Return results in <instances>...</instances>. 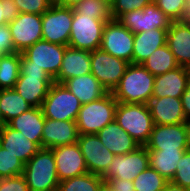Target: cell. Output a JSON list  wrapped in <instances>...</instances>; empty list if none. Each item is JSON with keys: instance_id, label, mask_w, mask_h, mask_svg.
Listing matches in <instances>:
<instances>
[{"instance_id": "cell-1", "label": "cell", "mask_w": 190, "mask_h": 191, "mask_svg": "<svg viewBox=\"0 0 190 191\" xmlns=\"http://www.w3.org/2000/svg\"><path fill=\"white\" fill-rule=\"evenodd\" d=\"M154 79L155 76L142 64L130 63L111 93L117 102L148 104L153 94Z\"/></svg>"}, {"instance_id": "cell-2", "label": "cell", "mask_w": 190, "mask_h": 191, "mask_svg": "<svg viewBox=\"0 0 190 191\" xmlns=\"http://www.w3.org/2000/svg\"><path fill=\"white\" fill-rule=\"evenodd\" d=\"M54 80L37 66H30V61L20 53V75L14 89L32 107H41Z\"/></svg>"}, {"instance_id": "cell-3", "label": "cell", "mask_w": 190, "mask_h": 191, "mask_svg": "<svg viewBox=\"0 0 190 191\" xmlns=\"http://www.w3.org/2000/svg\"><path fill=\"white\" fill-rule=\"evenodd\" d=\"M29 191H57V175L53 151L41 148L26 164L22 174Z\"/></svg>"}, {"instance_id": "cell-4", "label": "cell", "mask_w": 190, "mask_h": 191, "mask_svg": "<svg viewBox=\"0 0 190 191\" xmlns=\"http://www.w3.org/2000/svg\"><path fill=\"white\" fill-rule=\"evenodd\" d=\"M115 121L140 146L149 141L154 124L148 104L118 102Z\"/></svg>"}, {"instance_id": "cell-5", "label": "cell", "mask_w": 190, "mask_h": 191, "mask_svg": "<svg viewBox=\"0 0 190 191\" xmlns=\"http://www.w3.org/2000/svg\"><path fill=\"white\" fill-rule=\"evenodd\" d=\"M117 100L111 92L90 103L82 104L76 118L79 135L97 134L115 120Z\"/></svg>"}, {"instance_id": "cell-6", "label": "cell", "mask_w": 190, "mask_h": 191, "mask_svg": "<svg viewBox=\"0 0 190 191\" xmlns=\"http://www.w3.org/2000/svg\"><path fill=\"white\" fill-rule=\"evenodd\" d=\"M81 105L79 99L64 84L54 82L41 108L45 118L76 121Z\"/></svg>"}, {"instance_id": "cell-7", "label": "cell", "mask_w": 190, "mask_h": 191, "mask_svg": "<svg viewBox=\"0 0 190 191\" xmlns=\"http://www.w3.org/2000/svg\"><path fill=\"white\" fill-rule=\"evenodd\" d=\"M107 21L110 20H97L95 16H84L73 11L68 46L89 52L100 49L103 28Z\"/></svg>"}, {"instance_id": "cell-8", "label": "cell", "mask_w": 190, "mask_h": 191, "mask_svg": "<svg viewBox=\"0 0 190 191\" xmlns=\"http://www.w3.org/2000/svg\"><path fill=\"white\" fill-rule=\"evenodd\" d=\"M73 8L51 5L42 14V40L68 46Z\"/></svg>"}, {"instance_id": "cell-9", "label": "cell", "mask_w": 190, "mask_h": 191, "mask_svg": "<svg viewBox=\"0 0 190 191\" xmlns=\"http://www.w3.org/2000/svg\"><path fill=\"white\" fill-rule=\"evenodd\" d=\"M134 33L124 27L118 20L112 19L105 23L100 49L132 63Z\"/></svg>"}, {"instance_id": "cell-10", "label": "cell", "mask_w": 190, "mask_h": 191, "mask_svg": "<svg viewBox=\"0 0 190 191\" xmlns=\"http://www.w3.org/2000/svg\"><path fill=\"white\" fill-rule=\"evenodd\" d=\"M90 62L91 73L108 92H112L119 84L129 65L125 60L114 57L101 49L91 52Z\"/></svg>"}, {"instance_id": "cell-11", "label": "cell", "mask_w": 190, "mask_h": 191, "mask_svg": "<svg viewBox=\"0 0 190 191\" xmlns=\"http://www.w3.org/2000/svg\"><path fill=\"white\" fill-rule=\"evenodd\" d=\"M149 166L148 150L145 146H139L133 152L115 155L107 171L101 177L104 181L113 178L133 181L140 172Z\"/></svg>"}, {"instance_id": "cell-12", "label": "cell", "mask_w": 190, "mask_h": 191, "mask_svg": "<svg viewBox=\"0 0 190 191\" xmlns=\"http://www.w3.org/2000/svg\"><path fill=\"white\" fill-rule=\"evenodd\" d=\"M117 20L134 34L156 28L168 29L172 23L155 2H150L142 10L122 14Z\"/></svg>"}, {"instance_id": "cell-13", "label": "cell", "mask_w": 190, "mask_h": 191, "mask_svg": "<svg viewBox=\"0 0 190 191\" xmlns=\"http://www.w3.org/2000/svg\"><path fill=\"white\" fill-rule=\"evenodd\" d=\"M65 49L66 45L40 40L22 54L30 61V66L42 68L54 80L60 71Z\"/></svg>"}, {"instance_id": "cell-14", "label": "cell", "mask_w": 190, "mask_h": 191, "mask_svg": "<svg viewBox=\"0 0 190 191\" xmlns=\"http://www.w3.org/2000/svg\"><path fill=\"white\" fill-rule=\"evenodd\" d=\"M14 51L22 53L28 47L42 40V15L20 13L8 24Z\"/></svg>"}, {"instance_id": "cell-15", "label": "cell", "mask_w": 190, "mask_h": 191, "mask_svg": "<svg viewBox=\"0 0 190 191\" xmlns=\"http://www.w3.org/2000/svg\"><path fill=\"white\" fill-rule=\"evenodd\" d=\"M145 147L147 150L189 149L188 123L154 125Z\"/></svg>"}, {"instance_id": "cell-16", "label": "cell", "mask_w": 190, "mask_h": 191, "mask_svg": "<svg viewBox=\"0 0 190 191\" xmlns=\"http://www.w3.org/2000/svg\"><path fill=\"white\" fill-rule=\"evenodd\" d=\"M77 144L85 159L88 172L102 176L115 155L104 146L97 134L79 135Z\"/></svg>"}, {"instance_id": "cell-17", "label": "cell", "mask_w": 190, "mask_h": 191, "mask_svg": "<svg viewBox=\"0 0 190 191\" xmlns=\"http://www.w3.org/2000/svg\"><path fill=\"white\" fill-rule=\"evenodd\" d=\"M51 150L53 151L59 181L88 172L85 159L77 143L58 146Z\"/></svg>"}, {"instance_id": "cell-18", "label": "cell", "mask_w": 190, "mask_h": 191, "mask_svg": "<svg viewBox=\"0 0 190 191\" xmlns=\"http://www.w3.org/2000/svg\"><path fill=\"white\" fill-rule=\"evenodd\" d=\"M79 137L75 121H61L45 118L42 132V148L53 149L58 146L77 143Z\"/></svg>"}, {"instance_id": "cell-19", "label": "cell", "mask_w": 190, "mask_h": 191, "mask_svg": "<svg viewBox=\"0 0 190 191\" xmlns=\"http://www.w3.org/2000/svg\"><path fill=\"white\" fill-rule=\"evenodd\" d=\"M190 82L187 67L179 66L174 70L155 76L152 98L176 97L181 98Z\"/></svg>"}, {"instance_id": "cell-20", "label": "cell", "mask_w": 190, "mask_h": 191, "mask_svg": "<svg viewBox=\"0 0 190 191\" xmlns=\"http://www.w3.org/2000/svg\"><path fill=\"white\" fill-rule=\"evenodd\" d=\"M148 107L154 125H174L186 123L181 98H151Z\"/></svg>"}, {"instance_id": "cell-21", "label": "cell", "mask_w": 190, "mask_h": 191, "mask_svg": "<svg viewBox=\"0 0 190 191\" xmlns=\"http://www.w3.org/2000/svg\"><path fill=\"white\" fill-rule=\"evenodd\" d=\"M169 49L179 66H190V23L184 20L172 21L167 31Z\"/></svg>"}, {"instance_id": "cell-22", "label": "cell", "mask_w": 190, "mask_h": 191, "mask_svg": "<svg viewBox=\"0 0 190 191\" xmlns=\"http://www.w3.org/2000/svg\"><path fill=\"white\" fill-rule=\"evenodd\" d=\"M91 52L66 46L55 83L63 84L69 78L91 73Z\"/></svg>"}, {"instance_id": "cell-23", "label": "cell", "mask_w": 190, "mask_h": 191, "mask_svg": "<svg viewBox=\"0 0 190 191\" xmlns=\"http://www.w3.org/2000/svg\"><path fill=\"white\" fill-rule=\"evenodd\" d=\"M0 143L3 149L18 157L24 164L41 149L37 143L26 138L21 132L10 128L7 124L0 128Z\"/></svg>"}, {"instance_id": "cell-24", "label": "cell", "mask_w": 190, "mask_h": 191, "mask_svg": "<svg viewBox=\"0 0 190 191\" xmlns=\"http://www.w3.org/2000/svg\"><path fill=\"white\" fill-rule=\"evenodd\" d=\"M97 136L114 155L133 152L140 146L115 120L101 129Z\"/></svg>"}, {"instance_id": "cell-25", "label": "cell", "mask_w": 190, "mask_h": 191, "mask_svg": "<svg viewBox=\"0 0 190 191\" xmlns=\"http://www.w3.org/2000/svg\"><path fill=\"white\" fill-rule=\"evenodd\" d=\"M45 117L41 107H32L28 111L10 120L7 125L24 134L31 141L37 143L42 148V132Z\"/></svg>"}, {"instance_id": "cell-26", "label": "cell", "mask_w": 190, "mask_h": 191, "mask_svg": "<svg viewBox=\"0 0 190 191\" xmlns=\"http://www.w3.org/2000/svg\"><path fill=\"white\" fill-rule=\"evenodd\" d=\"M168 29L143 31L134 34L133 64H142L156 49L164 46L167 42Z\"/></svg>"}, {"instance_id": "cell-27", "label": "cell", "mask_w": 190, "mask_h": 191, "mask_svg": "<svg viewBox=\"0 0 190 191\" xmlns=\"http://www.w3.org/2000/svg\"><path fill=\"white\" fill-rule=\"evenodd\" d=\"M63 84L79 99L81 104L98 100L108 93L92 73L69 78Z\"/></svg>"}, {"instance_id": "cell-28", "label": "cell", "mask_w": 190, "mask_h": 191, "mask_svg": "<svg viewBox=\"0 0 190 191\" xmlns=\"http://www.w3.org/2000/svg\"><path fill=\"white\" fill-rule=\"evenodd\" d=\"M186 150L188 149L148 150L149 165L165 179L171 181L176 173L177 163Z\"/></svg>"}, {"instance_id": "cell-29", "label": "cell", "mask_w": 190, "mask_h": 191, "mask_svg": "<svg viewBox=\"0 0 190 191\" xmlns=\"http://www.w3.org/2000/svg\"><path fill=\"white\" fill-rule=\"evenodd\" d=\"M30 108L32 106L14 88L0 90V113L4 124Z\"/></svg>"}, {"instance_id": "cell-30", "label": "cell", "mask_w": 190, "mask_h": 191, "mask_svg": "<svg viewBox=\"0 0 190 191\" xmlns=\"http://www.w3.org/2000/svg\"><path fill=\"white\" fill-rule=\"evenodd\" d=\"M142 65L154 76L164 74L179 67L168 45L156 49Z\"/></svg>"}, {"instance_id": "cell-31", "label": "cell", "mask_w": 190, "mask_h": 191, "mask_svg": "<svg viewBox=\"0 0 190 191\" xmlns=\"http://www.w3.org/2000/svg\"><path fill=\"white\" fill-rule=\"evenodd\" d=\"M20 75V52L0 54V90L12 89Z\"/></svg>"}, {"instance_id": "cell-32", "label": "cell", "mask_w": 190, "mask_h": 191, "mask_svg": "<svg viewBox=\"0 0 190 191\" xmlns=\"http://www.w3.org/2000/svg\"><path fill=\"white\" fill-rule=\"evenodd\" d=\"M103 181L101 176L87 172L60 181L57 191H98Z\"/></svg>"}, {"instance_id": "cell-33", "label": "cell", "mask_w": 190, "mask_h": 191, "mask_svg": "<svg viewBox=\"0 0 190 191\" xmlns=\"http://www.w3.org/2000/svg\"><path fill=\"white\" fill-rule=\"evenodd\" d=\"M167 182V179L149 166L135 177L133 186L135 191H163Z\"/></svg>"}, {"instance_id": "cell-34", "label": "cell", "mask_w": 190, "mask_h": 191, "mask_svg": "<svg viewBox=\"0 0 190 191\" xmlns=\"http://www.w3.org/2000/svg\"><path fill=\"white\" fill-rule=\"evenodd\" d=\"M75 13L95 16L97 20H112L111 6L101 0H84L73 8Z\"/></svg>"}, {"instance_id": "cell-35", "label": "cell", "mask_w": 190, "mask_h": 191, "mask_svg": "<svg viewBox=\"0 0 190 191\" xmlns=\"http://www.w3.org/2000/svg\"><path fill=\"white\" fill-rule=\"evenodd\" d=\"M25 164L15 155L0 148V178H8L23 174Z\"/></svg>"}, {"instance_id": "cell-36", "label": "cell", "mask_w": 190, "mask_h": 191, "mask_svg": "<svg viewBox=\"0 0 190 191\" xmlns=\"http://www.w3.org/2000/svg\"><path fill=\"white\" fill-rule=\"evenodd\" d=\"M155 3L172 21L184 20L187 10L185 0H157Z\"/></svg>"}, {"instance_id": "cell-37", "label": "cell", "mask_w": 190, "mask_h": 191, "mask_svg": "<svg viewBox=\"0 0 190 191\" xmlns=\"http://www.w3.org/2000/svg\"><path fill=\"white\" fill-rule=\"evenodd\" d=\"M184 189L190 191V150H186L176 166V173L171 180Z\"/></svg>"}, {"instance_id": "cell-38", "label": "cell", "mask_w": 190, "mask_h": 191, "mask_svg": "<svg viewBox=\"0 0 190 191\" xmlns=\"http://www.w3.org/2000/svg\"><path fill=\"white\" fill-rule=\"evenodd\" d=\"M150 0H115L111 5L112 18L117 20L122 14L133 10H142Z\"/></svg>"}, {"instance_id": "cell-39", "label": "cell", "mask_w": 190, "mask_h": 191, "mask_svg": "<svg viewBox=\"0 0 190 191\" xmlns=\"http://www.w3.org/2000/svg\"><path fill=\"white\" fill-rule=\"evenodd\" d=\"M20 13H32L42 15L51 4L47 0H14Z\"/></svg>"}, {"instance_id": "cell-40", "label": "cell", "mask_w": 190, "mask_h": 191, "mask_svg": "<svg viewBox=\"0 0 190 191\" xmlns=\"http://www.w3.org/2000/svg\"><path fill=\"white\" fill-rule=\"evenodd\" d=\"M19 14L14 0H0V26L11 23Z\"/></svg>"}, {"instance_id": "cell-41", "label": "cell", "mask_w": 190, "mask_h": 191, "mask_svg": "<svg viewBox=\"0 0 190 191\" xmlns=\"http://www.w3.org/2000/svg\"><path fill=\"white\" fill-rule=\"evenodd\" d=\"M0 191H29L23 175L0 178Z\"/></svg>"}, {"instance_id": "cell-42", "label": "cell", "mask_w": 190, "mask_h": 191, "mask_svg": "<svg viewBox=\"0 0 190 191\" xmlns=\"http://www.w3.org/2000/svg\"><path fill=\"white\" fill-rule=\"evenodd\" d=\"M14 52L13 40L8 24L0 26V54Z\"/></svg>"}, {"instance_id": "cell-43", "label": "cell", "mask_w": 190, "mask_h": 191, "mask_svg": "<svg viewBox=\"0 0 190 191\" xmlns=\"http://www.w3.org/2000/svg\"><path fill=\"white\" fill-rule=\"evenodd\" d=\"M115 191H135L133 181L126 179L113 178L108 180Z\"/></svg>"}, {"instance_id": "cell-44", "label": "cell", "mask_w": 190, "mask_h": 191, "mask_svg": "<svg viewBox=\"0 0 190 191\" xmlns=\"http://www.w3.org/2000/svg\"><path fill=\"white\" fill-rule=\"evenodd\" d=\"M183 112L186 117V122L190 123V82L185 89L184 93L181 95Z\"/></svg>"}, {"instance_id": "cell-45", "label": "cell", "mask_w": 190, "mask_h": 191, "mask_svg": "<svg viewBox=\"0 0 190 191\" xmlns=\"http://www.w3.org/2000/svg\"><path fill=\"white\" fill-rule=\"evenodd\" d=\"M163 191H189L187 189H184L183 187L172 183L171 181H168L164 187Z\"/></svg>"}, {"instance_id": "cell-46", "label": "cell", "mask_w": 190, "mask_h": 191, "mask_svg": "<svg viewBox=\"0 0 190 191\" xmlns=\"http://www.w3.org/2000/svg\"><path fill=\"white\" fill-rule=\"evenodd\" d=\"M84 0H61L58 6L74 8L76 5L81 3Z\"/></svg>"}, {"instance_id": "cell-47", "label": "cell", "mask_w": 190, "mask_h": 191, "mask_svg": "<svg viewBox=\"0 0 190 191\" xmlns=\"http://www.w3.org/2000/svg\"><path fill=\"white\" fill-rule=\"evenodd\" d=\"M98 191H115L108 181H103Z\"/></svg>"}, {"instance_id": "cell-48", "label": "cell", "mask_w": 190, "mask_h": 191, "mask_svg": "<svg viewBox=\"0 0 190 191\" xmlns=\"http://www.w3.org/2000/svg\"><path fill=\"white\" fill-rule=\"evenodd\" d=\"M184 21L190 23V2L187 3V10H186Z\"/></svg>"}, {"instance_id": "cell-49", "label": "cell", "mask_w": 190, "mask_h": 191, "mask_svg": "<svg viewBox=\"0 0 190 191\" xmlns=\"http://www.w3.org/2000/svg\"><path fill=\"white\" fill-rule=\"evenodd\" d=\"M51 5H58L61 0H47Z\"/></svg>"}, {"instance_id": "cell-50", "label": "cell", "mask_w": 190, "mask_h": 191, "mask_svg": "<svg viewBox=\"0 0 190 191\" xmlns=\"http://www.w3.org/2000/svg\"><path fill=\"white\" fill-rule=\"evenodd\" d=\"M104 1L105 3H107L109 6H111L115 0H101Z\"/></svg>"}, {"instance_id": "cell-51", "label": "cell", "mask_w": 190, "mask_h": 191, "mask_svg": "<svg viewBox=\"0 0 190 191\" xmlns=\"http://www.w3.org/2000/svg\"><path fill=\"white\" fill-rule=\"evenodd\" d=\"M4 125V121H3V118L1 116V113H0V128Z\"/></svg>"}, {"instance_id": "cell-52", "label": "cell", "mask_w": 190, "mask_h": 191, "mask_svg": "<svg viewBox=\"0 0 190 191\" xmlns=\"http://www.w3.org/2000/svg\"><path fill=\"white\" fill-rule=\"evenodd\" d=\"M188 128H189V150H190V123L188 124Z\"/></svg>"}]
</instances>
